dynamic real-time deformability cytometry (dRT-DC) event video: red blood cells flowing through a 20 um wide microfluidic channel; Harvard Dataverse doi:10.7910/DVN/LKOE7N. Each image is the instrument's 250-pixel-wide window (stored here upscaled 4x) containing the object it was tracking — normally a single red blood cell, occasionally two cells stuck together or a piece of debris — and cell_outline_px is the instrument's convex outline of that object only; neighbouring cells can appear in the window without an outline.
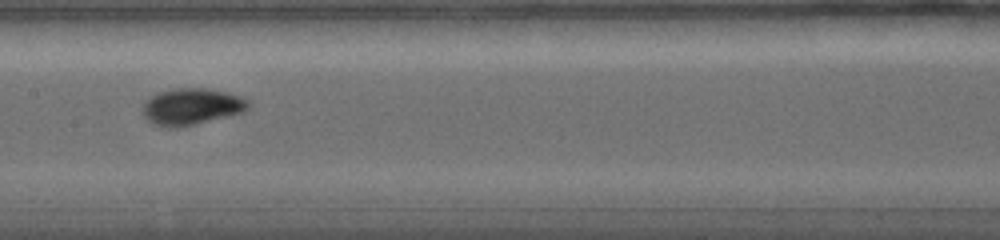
{"species": "common noctule bat (a hibernating species)", "species_latin": "Nyctalus noctula", "temperature_condition": "warm", "stored_images_in_passage": 19, "camera_frame_rate_fps": 5000, "um_per_image_px": 0.085, "animal": {"sex": "female", "body_mass_g": 19.0, "forearm_length_mm": 56.7}, "frame": {"image": 1, "passage_image": 6, "time_ms": 5.6, "image_size_px": [1000, 240], "cell_outline_px": [[248, 108], [240, 112], [192, 124], [156, 124], [148, 120], [144, 116], [144, 104], [148, 96], [172, 88], [208, 88], [240, 96], [248, 100]], "centroid_in_image_um": [16.27, 8.99], "position_along_channel_um": 191.1, "area_um2": 21.33}}
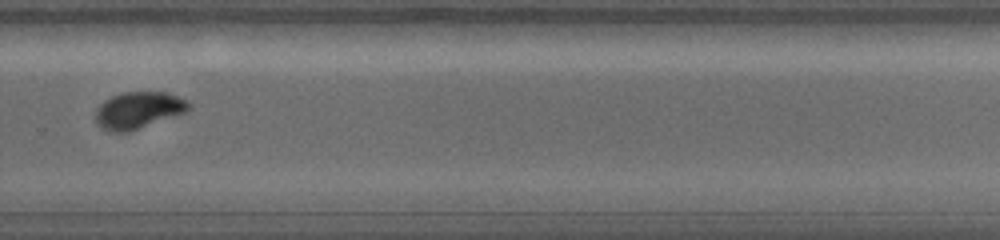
{"frame": {"image": 2, "passage_image": 9, "time_ms": 9.0, "image_size_px": [1000, 240], "cell_outline_px": [[188, 108], [184, 112], [136, 128], [120, 132], [116, 132], [104, 128], [100, 124], [96, 116], [96, 112], [100, 104], [104, 100], [120, 92], [168, 92], [184, 100], [188, 104]], "centroid_in_image_um": [11.72, 9.32], "position_along_channel_um": 318.1, "area_um2": 18.9}}
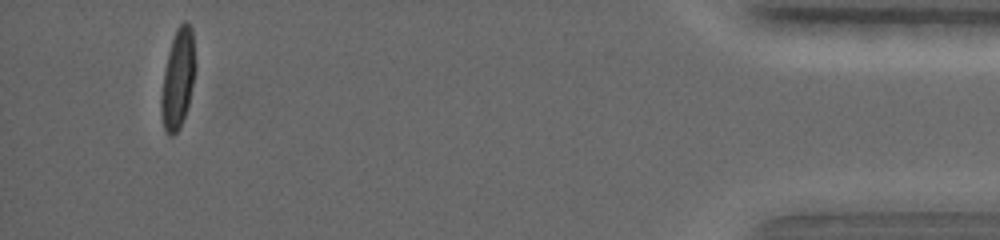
{"frame": {"image": 3, "passage_image": 19, "time_ms": 14.2, "image_size_px": [1000, 240], "cell_outline_px": [[196, 68], [188, 104], [184, 116], [176, 132], [168, 132], [164, 128], [164, 72], [168, 52], [176, 28], [184, 20], [188, 20], [192, 28], [196, 60]], "centroid_in_image_um": [15.21, 6.47], "position_along_channel_um": 420.0, "area_um2": 18.67}, "authors_computed_cell_mechanics": {"area_um2": 18.6694, "velocity_mm_per_s": 3.746, "shape_relaxation_time_tau1_ms": 3.238, "shape_relaxation_time_tau2_ms": null, "deformation_change_tau1": 0.165, "deformation_change_tau2": null}}